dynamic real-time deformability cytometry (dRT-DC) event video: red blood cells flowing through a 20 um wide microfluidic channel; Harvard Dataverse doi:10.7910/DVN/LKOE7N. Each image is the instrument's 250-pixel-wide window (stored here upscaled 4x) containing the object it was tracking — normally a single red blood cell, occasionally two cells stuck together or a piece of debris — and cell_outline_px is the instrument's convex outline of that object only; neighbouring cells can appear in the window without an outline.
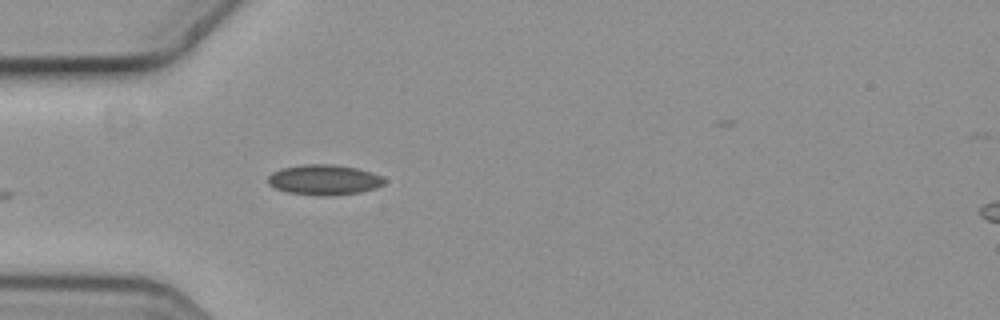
{"species": "common noctule bat (a hibernating species)", "species_latin": "Nyctalus noctula", "temperature_condition": "cold", "stored_images_in_passage": 2, "camera_frame_rate_fps": 3000, "um_per_image_px": 0.085, "animal": {"sex": "female", "body_mass_g": 19.3, "forearm_length_mm": 54.1}, "frame": {"image": 1, "passage_image": 1, "time_ms": 0.0, "image_size_px": [1000, 320], "cell_outline_px": [[384, 184], [376, 188], [360, 192], [332, 196], [320, 196], [288, 192], [276, 188], [268, 184], [268, 176], [272, 172], [280, 168], [304, 164], [332, 164], [356, 168], [380, 176], [384, 180]], "centroid_in_image_um": [27.51, 15.29], "position_along_channel_um": 57.5, "area_um2": 20.46}}